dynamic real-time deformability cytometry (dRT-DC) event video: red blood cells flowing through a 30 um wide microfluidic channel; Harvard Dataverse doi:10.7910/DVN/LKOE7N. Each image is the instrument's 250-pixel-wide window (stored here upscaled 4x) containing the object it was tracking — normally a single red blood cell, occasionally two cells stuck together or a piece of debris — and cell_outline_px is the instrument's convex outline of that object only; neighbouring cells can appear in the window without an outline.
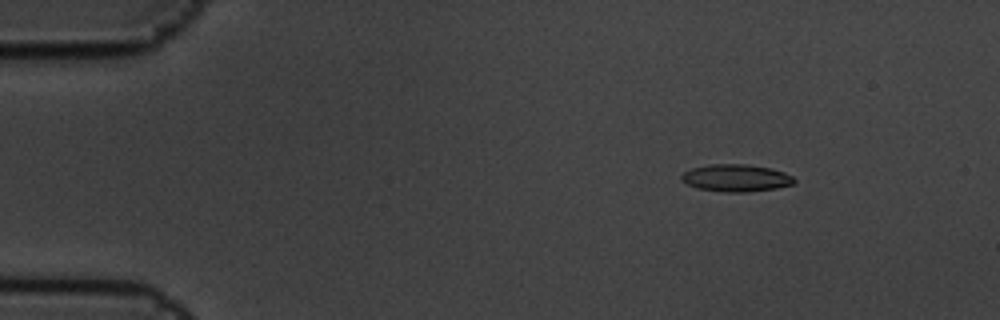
{"species": "common noctule bat (a hibernating species)", "species_latin": "Nyctalus noctula", "temperature_condition": "cold", "stored_images_in_passage": 5, "camera_frame_rate_fps": 3000, "um_per_image_px": 0.085, "animal": {"sex": "male", "body_mass_g": 19.5, "forearm_length_mm": 54.6}, "frame": {"image": 1, "passage_image": 2, "time_ms": 0.333, "image_size_px": [1000, 320], "cell_outline_px": [[796, 180], [792, 184], [776, 188], [748, 192], [724, 192], [696, 188], [680, 180], [680, 176], [684, 172], [692, 168], [708, 164], [744, 164], [772, 168], [784, 172], [792, 176]], "centroid_in_image_um": [62.54, 15.12], "position_along_channel_um": 22.5, "area_um2": 17.98}}
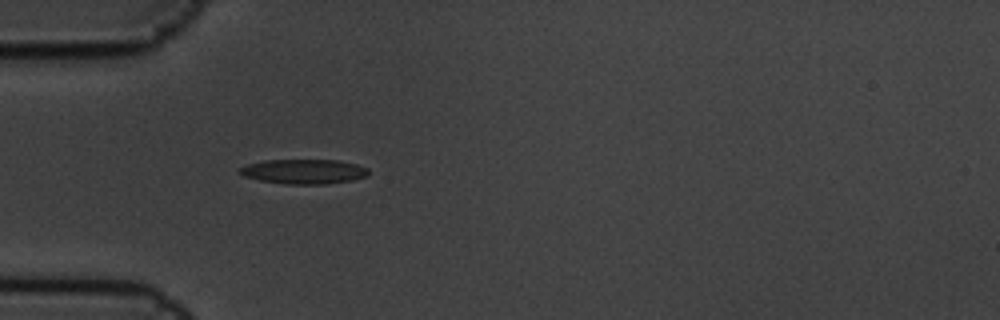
{"frame": {"image": 2, "passage_image": 5, "time_ms": 1.333, "image_size_px": [1000, 320], "cell_outline_px": [[368, 176], [352, 180], [324, 184], [288, 184], [260, 180], [244, 176], [240, 172], [240, 168], [248, 164], [264, 160], [340, 160], [356, 164], [368, 168]], "centroid_in_image_um": [25.86, 14.57], "position_along_channel_um": 59.1, "area_um2": 18.38}}